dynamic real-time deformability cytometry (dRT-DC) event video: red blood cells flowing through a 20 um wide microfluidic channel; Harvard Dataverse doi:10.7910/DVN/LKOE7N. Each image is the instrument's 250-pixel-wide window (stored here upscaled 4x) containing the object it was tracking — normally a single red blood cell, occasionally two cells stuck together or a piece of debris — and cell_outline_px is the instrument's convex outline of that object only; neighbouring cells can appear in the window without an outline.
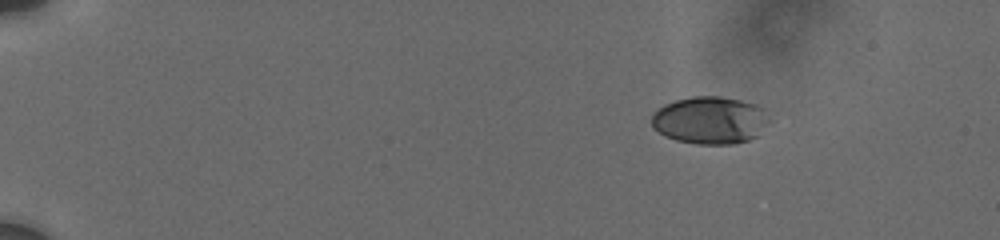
{"species": "human", "species_latin": "Homo sapiens", "temperature_condition": "cold", "stored_images_in_passage": 23, "camera_frame_rate_fps": 3000, "um_per_image_px": 0.085, "donor": {"sex": "male"}, "frame": {"image": 1, "passage_image": 1, "time_ms": 0.0, "image_size_px": [1000, 240], "cell_outline_px": [[772, 120], [756, 136], [748, 140], [732, 144], [696, 144], [676, 140], [664, 136], [652, 124], [652, 116], [664, 104], [676, 100], [692, 96], [720, 96], [740, 100], [756, 104], [764, 108]], "centroid_in_image_um": [60.4, 10.21], "position_along_channel_um": 24.6, "area_um2": 32.6}}
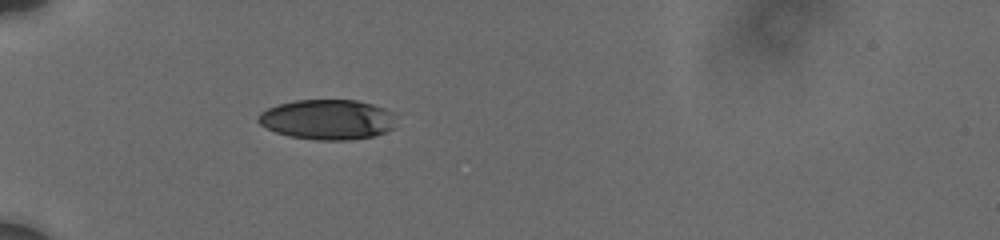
{"frame": {"image": 2, "passage_image": 15, "time_ms": 3.667, "image_size_px": [1000, 240], "cell_outline_px": [[396, 112], [392, 128], [384, 132], [372, 136], [352, 140], [316, 140], [288, 136], [276, 132], [260, 124], [256, 120], [256, 116], [260, 112], [276, 104], [296, 100], [356, 100], [372, 104]], "centroid_in_image_um": [27.81, 10.15], "position_along_channel_um": 57.2, "area_um2": 32.43}}
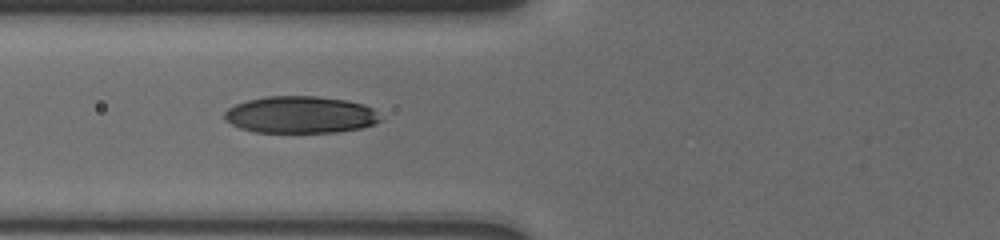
{"frame": {"image": 3, "passage_image": 22, "time_ms": 5.333, "image_size_px": [1000, 240], "cell_outline_px": [[380, 120], [372, 124], [360, 128], [336, 132], [252, 132], [240, 128], [224, 120], [224, 112], [228, 108], [236, 104], [248, 100], [268, 96], [316, 96], [348, 100], [364, 104], [372, 108]], "centroid_in_image_um": [25.49, 9.75], "position_along_channel_um": 100.3, "area_um2": 33.47}}